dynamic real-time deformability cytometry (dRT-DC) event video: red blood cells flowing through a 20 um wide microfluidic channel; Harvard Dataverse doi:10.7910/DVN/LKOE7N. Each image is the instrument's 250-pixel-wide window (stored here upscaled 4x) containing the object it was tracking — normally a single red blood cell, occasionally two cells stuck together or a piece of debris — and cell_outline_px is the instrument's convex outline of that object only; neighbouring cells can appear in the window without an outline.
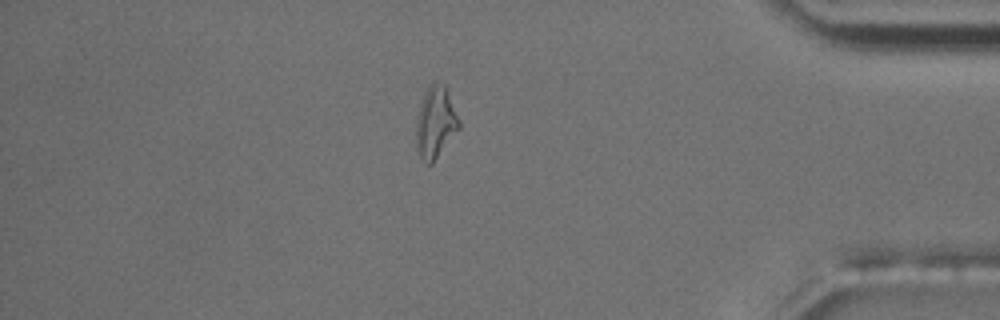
{"species": "common noctule bat (a hibernating species)", "species_latin": "Nyctalus noctula", "temperature_condition": "room temperature", "stored_images_in_passage": 55, "camera_frame_rate_fps": 3000, "um_per_image_px": 0.085, "animal": {"sex": "male", "body_mass_g": 17.5, "forearm_length_mm": 52.3}, "frame": {"image": 1, "passage_image": 47, "time_ms": 15.333, "image_size_px": [1000, 320], "cell_outline_px": [[460, 128], [432, 164], [428, 164], [420, 156], [416, 148], [416, 120], [420, 104], [424, 92], [432, 80], [436, 80], [444, 84], [448, 92], [460, 120]], "centroid_in_image_um": [37.02, 10.37], "position_along_channel_um": 398.2, "area_um2": 18.09}}